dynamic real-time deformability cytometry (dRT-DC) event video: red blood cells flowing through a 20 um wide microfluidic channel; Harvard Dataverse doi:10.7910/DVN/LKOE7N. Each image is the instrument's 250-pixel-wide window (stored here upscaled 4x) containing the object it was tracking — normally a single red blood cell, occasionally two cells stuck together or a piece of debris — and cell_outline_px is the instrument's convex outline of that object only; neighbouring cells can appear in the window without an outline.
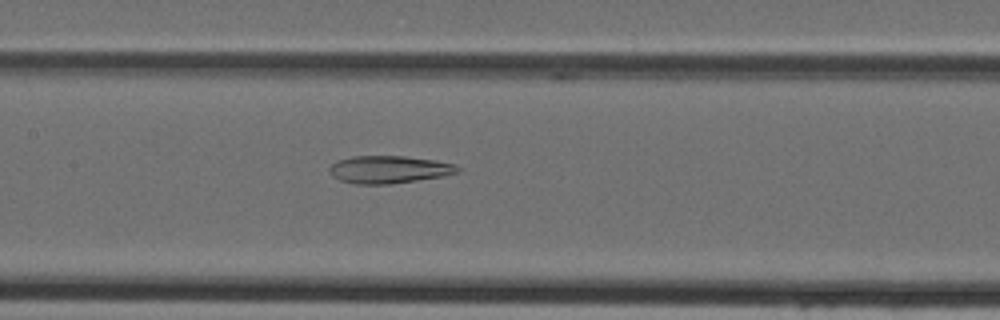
{"species": "Egyptian fruit bat (a non-hibernating species)", "species_latin": "Rousettus aegyptiacus", "temperature_condition": "cold", "stored_images_in_passage": 38, "camera_frame_rate_fps": 3000, "um_per_image_px": 0.085, "animal": {"sex": "female"}, "frame": {"image": 1, "passage_image": 22, "time_ms": 7.0, "image_size_px": [1000, 320], "cell_outline_px": [[460, 172], [444, 176], [388, 184], [356, 184], [340, 180], [332, 176], [328, 172], [328, 168], [336, 160], [352, 156], [404, 156], [432, 160], [452, 164], [460, 168]], "centroid_in_image_um": [33.0, 14.41], "position_along_channel_um": 174.4, "area_um2": 20.52}}
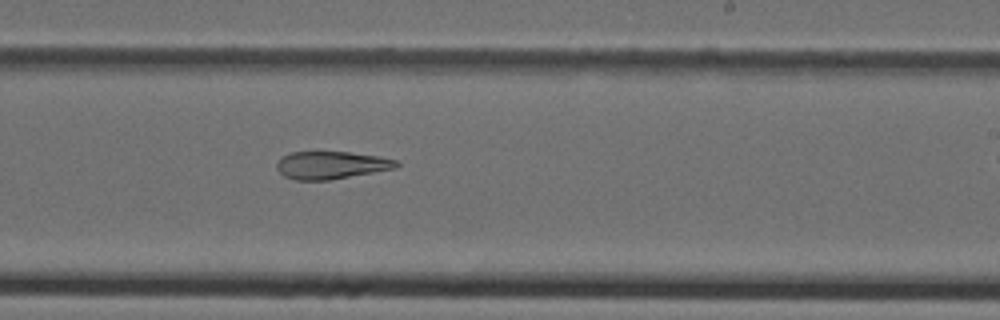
{"frame": {"image": 2, "passage_image": 28, "time_ms": 9.0, "image_size_px": [1000, 320], "cell_outline_px": [[400, 164], [396, 168], [328, 180], [292, 180], [284, 176], [276, 168], [276, 164], [284, 156], [292, 152], [348, 152], [380, 156], [400, 160]], "centroid_in_image_um": [28.19, 14.03], "position_along_channel_um": 260.8, "area_um2": 19.25}}
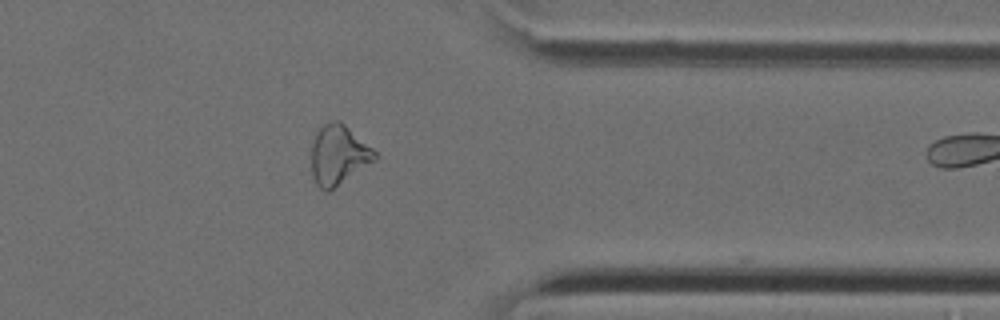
{"frame": {"image": 3, "passage_image": 37, "time_ms": 12.0, "image_size_px": [1000, 320], "cell_outline_px": [[380, 156], [376, 160], [328, 192], [324, 192], [316, 184], [312, 176], [312, 144], [320, 128], [324, 124], [336, 120], [340, 120], [372, 148]], "centroid_in_image_um": [28.78, 13.19], "position_along_channel_um": 382.6, "area_um2": 21.91}}